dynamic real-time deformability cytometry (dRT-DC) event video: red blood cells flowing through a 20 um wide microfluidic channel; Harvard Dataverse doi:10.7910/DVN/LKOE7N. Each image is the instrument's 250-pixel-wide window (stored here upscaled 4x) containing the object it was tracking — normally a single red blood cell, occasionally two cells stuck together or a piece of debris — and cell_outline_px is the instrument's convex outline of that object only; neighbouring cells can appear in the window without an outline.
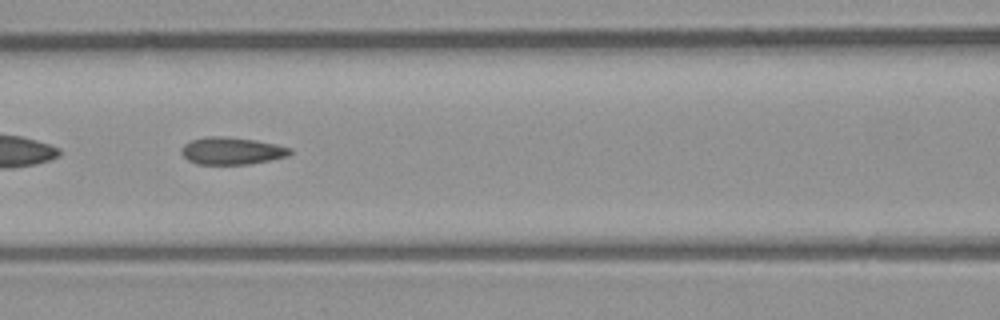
{"species": "common noctule bat (a hibernating species)", "species_latin": "Nyctalus noctula", "temperature_condition": "room temperature", "stored_images_in_passage": 33, "camera_frame_rate_fps": 3000, "um_per_image_px": 0.085, "animal": {"sex": "male", "body_mass_g": 23.1, "forearm_length_mm": 52.7}, "frame": {"image": 1, "passage_image": 10, "time_ms": 3.0, "image_size_px": [1000, 320], "cell_outline_px": [[292, 152], [288, 156], [248, 164], [196, 164], [188, 160], [180, 152], [180, 148], [184, 144], [192, 140], [208, 136], [224, 136], [256, 140], [276, 144], [292, 148]], "centroid_in_image_um": [19.68, 12.82], "position_along_channel_um": 146.9, "area_um2": 17.28}, "authors_computed_cell_mechanics": {"area_um2": 17.1088, "velocity_mm_per_s": 3.9864, "shape_relaxation_time_tau1_ms": null, "shape_relaxation_time_tau2_ms": 2.2375, "deformation_change_tau1": null, "deformation_change_tau2": 0.1044}}